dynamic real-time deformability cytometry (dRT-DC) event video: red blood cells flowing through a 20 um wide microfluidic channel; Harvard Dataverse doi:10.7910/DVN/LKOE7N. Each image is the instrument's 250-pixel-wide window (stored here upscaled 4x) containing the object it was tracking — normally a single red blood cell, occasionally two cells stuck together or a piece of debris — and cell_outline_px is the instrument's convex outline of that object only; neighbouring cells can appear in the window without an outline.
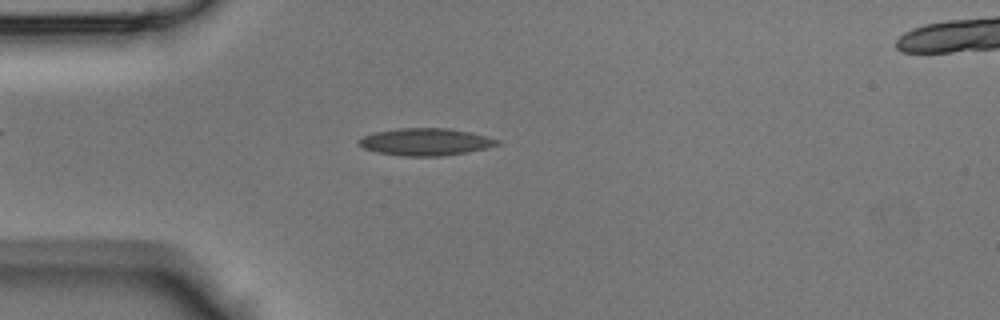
{"species": "Egyptian fruit bat (a non-hibernating species)", "species_latin": "Rousettus aegyptiacus", "temperature_condition": "room temperature", "stored_images_in_passage": 47, "camera_frame_rate_fps": 3000, "um_per_image_px": 0.085, "animal": {"sex": "male"}, "frame": {"image": 1, "passage_image": 13, "time_ms": 4.0, "image_size_px": [1000, 320], "cell_outline_px": [[504, 144], [488, 148], [468, 152], [444, 156], [404, 156], [376, 152], [364, 148], [356, 144], [356, 140], [364, 136], [376, 132], [396, 128], [448, 128], [488, 136], [500, 140]], "centroid_in_image_um": [36.2, 12.06], "position_along_channel_um": 48.8, "area_um2": 22.25}}
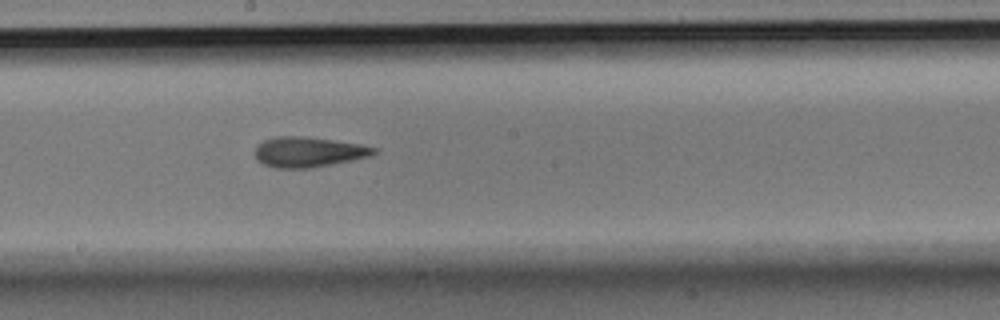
{"frame": {"image": 2, "passage_image": 26, "time_ms": 8.333, "image_size_px": [1000, 320], "cell_outline_px": [[380, 148], [372, 156], [352, 160], [308, 168], [276, 168], [264, 164], [256, 156], [256, 148], [264, 140], [276, 136], [300, 136], [332, 140], [360, 144]], "centroid_in_image_um": [26.27, 12.91], "position_along_channel_um": 221.9, "area_um2": 20.63}}
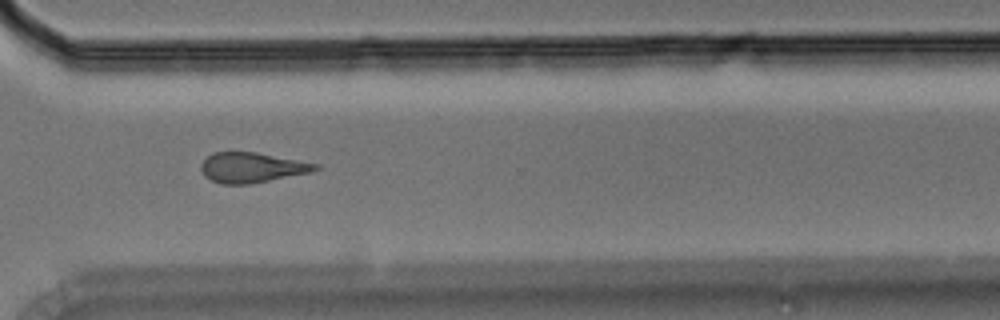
{"frame": {"image": 3, "passage_image": 35, "time_ms": 11.333, "image_size_px": [1000, 320], "cell_outline_px": [[320, 168], [308, 172], [248, 184], [220, 184], [204, 176], [200, 168], [200, 164], [212, 152], [256, 152], [320, 164]], "centroid_in_image_um": [21.36, 14.23], "position_along_channel_um": 349.2, "area_um2": 19.83}}